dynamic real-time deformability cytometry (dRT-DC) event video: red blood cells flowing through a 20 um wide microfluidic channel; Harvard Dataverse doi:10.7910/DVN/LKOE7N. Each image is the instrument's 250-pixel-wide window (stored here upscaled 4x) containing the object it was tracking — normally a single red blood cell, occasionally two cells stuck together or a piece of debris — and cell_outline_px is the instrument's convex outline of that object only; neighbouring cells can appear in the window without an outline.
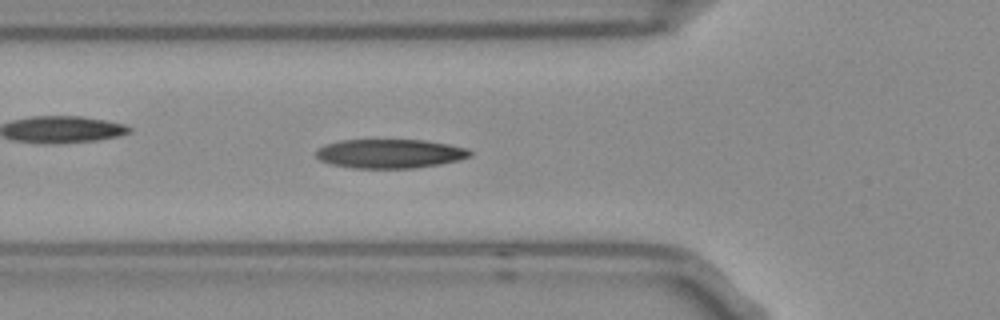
{"species": "Egyptian fruit bat (a non-hibernating species)", "species_latin": "Rousettus aegyptiacus", "temperature_condition": "room temperature", "stored_images_in_passage": 37, "camera_frame_rate_fps": 3000, "um_per_image_px": 0.085, "frame": {"image": 1, "passage_image": 11, "time_ms": 3.333, "image_size_px": [1000, 320], "cell_outline_px": [[472, 156], [460, 160], [440, 164], [412, 168], [352, 168], [332, 164], [320, 160], [316, 156], [316, 152], [324, 144], [340, 140], [424, 140], [448, 144], [468, 148], [472, 152]], "centroid_in_image_um": [33.17, 13.06], "position_along_channel_um": 92.6, "area_um2": 26.13}, "authors_computed_cell_mechanics": {"area_um2": 25.8944, "velocity_mm_per_s": 3.7429, "shape_relaxation_time_tau1_ms": 3.5129, "shape_relaxation_time_tau2_ms": 1.9316, "deformation_change_tau1": 0.1411, "deformation_change_tau2": 0.0861}}